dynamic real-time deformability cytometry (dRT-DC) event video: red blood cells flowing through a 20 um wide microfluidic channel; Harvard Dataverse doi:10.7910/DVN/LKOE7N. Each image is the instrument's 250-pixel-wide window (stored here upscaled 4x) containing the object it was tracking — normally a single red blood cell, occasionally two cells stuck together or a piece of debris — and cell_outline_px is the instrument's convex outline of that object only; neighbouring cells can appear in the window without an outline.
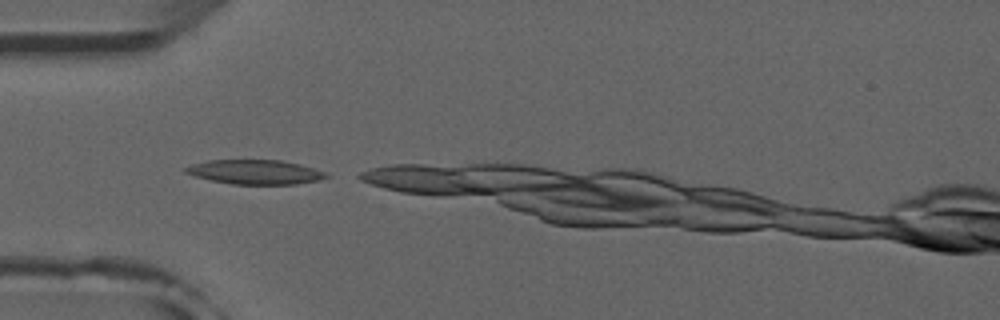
{"species": "common noctule bat (a hibernating species)", "species_latin": "Nyctalus noctula", "temperature_condition": "room temperature", "stored_images_in_passage": 4, "camera_frame_rate_fps": 3000, "um_per_image_px": 0.085, "animal": {"sex": "male", "forearm_length_mm": 52.5}, "frame": {"image": 1, "passage_image": 1, "time_ms": 0.0, "image_size_px": [1000, 320], "cell_outline_px": [[332, 176], [320, 180], [296, 184], [232, 184], [212, 180], [196, 176], [184, 172], [184, 168], [192, 164], [208, 160], [280, 160], [300, 164], [324, 172]], "centroid_in_image_um": [21.71, 14.62], "position_along_channel_um": 63.3, "area_um2": 19.88}}